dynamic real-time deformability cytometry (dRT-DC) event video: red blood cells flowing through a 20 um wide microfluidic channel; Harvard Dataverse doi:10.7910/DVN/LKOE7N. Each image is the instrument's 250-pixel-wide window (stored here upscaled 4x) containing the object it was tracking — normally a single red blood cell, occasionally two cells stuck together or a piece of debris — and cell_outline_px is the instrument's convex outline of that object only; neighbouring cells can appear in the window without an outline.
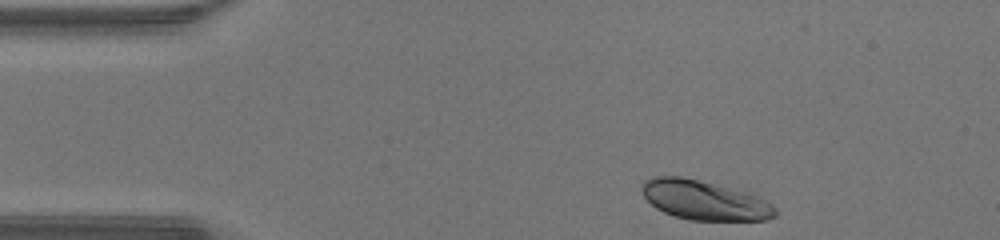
{"species": "human", "species_latin": "Homo sapiens", "temperature_condition": "warm", "stored_images_in_passage": 34, "camera_frame_rate_fps": 3000, "um_per_image_px": 0.085, "donor": {"sex": "male"}, "frame": {"image": 1, "passage_image": 1, "time_ms": 0.0, "image_size_px": [1000, 240], "cell_outline_px": [[776, 216], [768, 220], [688, 220], [664, 212], [656, 208], [644, 196], [640, 188], [644, 180], [652, 176], [680, 176], [728, 188], [756, 196], [772, 204], [776, 208]], "centroid_in_image_um": [59.83, 17.03], "position_along_channel_um": 25.2, "area_um2": 30.17}}
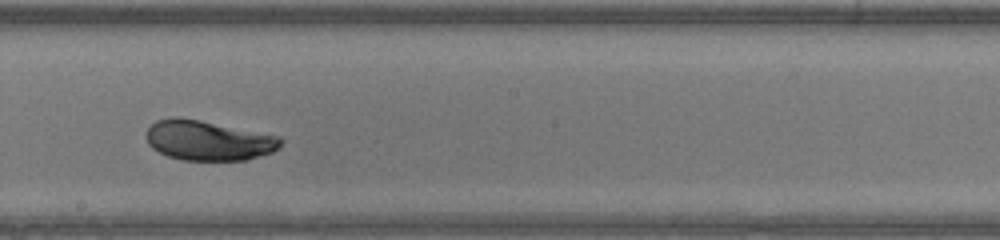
{"frame": {"image": 2, "passage_image": 20, "time_ms": 6.333, "image_size_px": [1000, 240], "cell_outline_px": [[284, 140], [280, 148], [272, 152], [248, 160], [184, 160], [168, 156], [152, 148], [148, 144], [148, 128], [156, 120], [172, 116], [180, 116], [280, 136]], "centroid_in_image_um": [17.74, 11.93], "position_along_channel_um": 230.5, "area_um2": 31.39}}
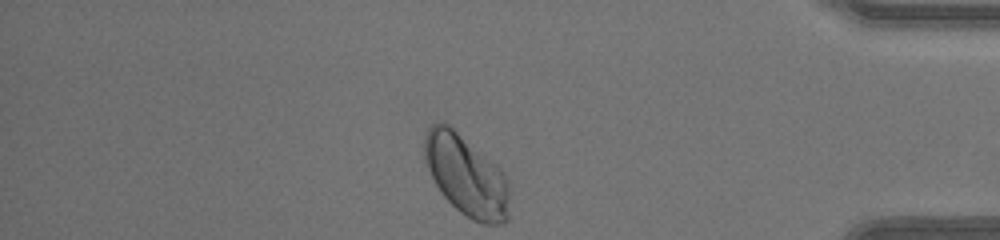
{"frame": {"image": 3, "passage_image": 34, "time_ms": 11.0, "image_size_px": [1000, 240], "cell_outline_px": [[508, 220], [504, 224], [484, 224], [472, 220], [460, 212], [444, 196], [436, 184], [424, 160], [424, 136], [428, 128], [432, 124], [440, 120], [444, 120], [492, 160], [504, 172], [508, 184]], "centroid_in_image_um": [39.62, 14.89], "position_along_channel_um": 395.6, "area_um2": 40.17}, "authors_computed_cell_mechanics": {"area_um2": 31.6744, "velocity_mm_per_s": 4.315, "shape_relaxation_time_tau1_ms": 2.0232, "shape_relaxation_time_tau2_ms": null, "deformation_change_tau1": 0.1063, "deformation_change_tau2": null}}